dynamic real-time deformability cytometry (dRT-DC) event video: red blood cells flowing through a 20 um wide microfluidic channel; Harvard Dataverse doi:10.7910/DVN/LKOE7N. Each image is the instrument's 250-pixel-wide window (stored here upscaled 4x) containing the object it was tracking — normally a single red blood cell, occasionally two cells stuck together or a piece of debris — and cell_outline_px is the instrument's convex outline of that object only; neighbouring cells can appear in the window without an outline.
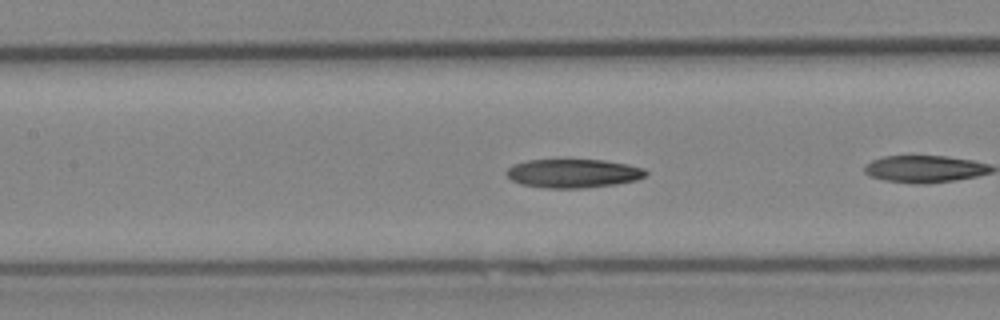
{"species": "Egyptian fruit bat (a non-hibernating species)", "species_latin": "Rousettus aegyptiacus", "temperature_condition": "cold", "stored_images_in_passage": 26, "camera_frame_rate_fps": 3000, "um_per_image_px": 0.085, "animal": {"sex": "female"}, "frame": {"image": 1, "passage_image": 8, "time_ms": 2.333, "image_size_px": [1000, 320], "cell_outline_px": [[648, 172], [644, 176], [636, 180], [616, 184], [584, 188], [544, 188], [520, 184], [512, 180], [504, 172], [512, 164], [528, 160], [604, 160], [628, 164], [644, 168]], "centroid_in_image_um": [48.7, 14.74], "position_along_channel_um": 158.7, "area_um2": 23.41}, "authors_computed_cell_mechanics": {"area_um2": 22.8888, "velocity_mm_per_s": 3.961, "shape_relaxation_time_tau1_ms": 5.5387, "shape_relaxation_time_tau2_ms": null, "deformation_change_tau1": 0.1502, "deformation_change_tau2": null}}